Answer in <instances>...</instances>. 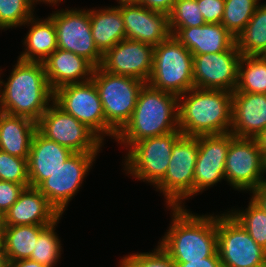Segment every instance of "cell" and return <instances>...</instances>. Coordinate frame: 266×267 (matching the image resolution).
Wrapping results in <instances>:
<instances>
[{
	"label": "cell",
	"instance_id": "6da1fadb",
	"mask_svg": "<svg viewBox=\"0 0 266 267\" xmlns=\"http://www.w3.org/2000/svg\"><path fill=\"white\" fill-rule=\"evenodd\" d=\"M169 210L171 224L158 244L174 263L200 260L217 252V215H195L185 206Z\"/></svg>",
	"mask_w": 266,
	"mask_h": 267
},
{
	"label": "cell",
	"instance_id": "7a4b0ae2",
	"mask_svg": "<svg viewBox=\"0 0 266 267\" xmlns=\"http://www.w3.org/2000/svg\"><path fill=\"white\" fill-rule=\"evenodd\" d=\"M13 67L7 82L0 79V111L37 122L54 100L44 64L18 59Z\"/></svg>",
	"mask_w": 266,
	"mask_h": 267
},
{
	"label": "cell",
	"instance_id": "3957f363",
	"mask_svg": "<svg viewBox=\"0 0 266 267\" xmlns=\"http://www.w3.org/2000/svg\"><path fill=\"white\" fill-rule=\"evenodd\" d=\"M232 95L225 90L193 88L178 96V128L184 136L230 133Z\"/></svg>",
	"mask_w": 266,
	"mask_h": 267
},
{
	"label": "cell",
	"instance_id": "277c9868",
	"mask_svg": "<svg viewBox=\"0 0 266 267\" xmlns=\"http://www.w3.org/2000/svg\"><path fill=\"white\" fill-rule=\"evenodd\" d=\"M176 130H179L178 96L145 83L138 94L131 119L117 134L115 141L129 150L143 139Z\"/></svg>",
	"mask_w": 266,
	"mask_h": 267
},
{
	"label": "cell",
	"instance_id": "5b68a950",
	"mask_svg": "<svg viewBox=\"0 0 266 267\" xmlns=\"http://www.w3.org/2000/svg\"><path fill=\"white\" fill-rule=\"evenodd\" d=\"M100 96L106 120V136L116 139L129 122L138 94L145 82L134 77L112 74L96 67L91 79Z\"/></svg>",
	"mask_w": 266,
	"mask_h": 267
},
{
	"label": "cell",
	"instance_id": "8992f818",
	"mask_svg": "<svg viewBox=\"0 0 266 267\" xmlns=\"http://www.w3.org/2000/svg\"><path fill=\"white\" fill-rule=\"evenodd\" d=\"M147 83L176 96L193 89V54L170 35L154 47L152 72Z\"/></svg>",
	"mask_w": 266,
	"mask_h": 267
},
{
	"label": "cell",
	"instance_id": "52a82bcc",
	"mask_svg": "<svg viewBox=\"0 0 266 267\" xmlns=\"http://www.w3.org/2000/svg\"><path fill=\"white\" fill-rule=\"evenodd\" d=\"M198 156V136L182 135L172 148L164 178L155 186L163 194L167 207H184L193 197V178Z\"/></svg>",
	"mask_w": 266,
	"mask_h": 267
},
{
	"label": "cell",
	"instance_id": "ba28073f",
	"mask_svg": "<svg viewBox=\"0 0 266 267\" xmlns=\"http://www.w3.org/2000/svg\"><path fill=\"white\" fill-rule=\"evenodd\" d=\"M180 130L136 142L125 155L124 171L154 187L164 178L173 144L182 136Z\"/></svg>",
	"mask_w": 266,
	"mask_h": 267
},
{
	"label": "cell",
	"instance_id": "9c48e42d",
	"mask_svg": "<svg viewBox=\"0 0 266 267\" xmlns=\"http://www.w3.org/2000/svg\"><path fill=\"white\" fill-rule=\"evenodd\" d=\"M217 251L223 267H266V250L228 211L217 215Z\"/></svg>",
	"mask_w": 266,
	"mask_h": 267
},
{
	"label": "cell",
	"instance_id": "30bf717a",
	"mask_svg": "<svg viewBox=\"0 0 266 267\" xmlns=\"http://www.w3.org/2000/svg\"><path fill=\"white\" fill-rule=\"evenodd\" d=\"M37 130L46 138L73 152L100 153L103 141L86 125L54 101L37 121Z\"/></svg>",
	"mask_w": 266,
	"mask_h": 267
},
{
	"label": "cell",
	"instance_id": "8fae6325",
	"mask_svg": "<svg viewBox=\"0 0 266 267\" xmlns=\"http://www.w3.org/2000/svg\"><path fill=\"white\" fill-rule=\"evenodd\" d=\"M49 17L53 20L57 33V48L71 51L88 60L95 68L101 66L103 54L93 40L90 8L54 11Z\"/></svg>",
	"mask_w": 266,
	"mask_h": 267
},
{
	"label": "cell",
	"instance_id": "7c38bea8",
	"mask_svg": "<svg viewBox=\"0 0 266 267\" xmlns=\"http://www.w3.org/2000/svg\"><path fill=\"white\" fill-rule=\"evenodd\" d=\"M265 160L257 140L234 137L225 160V179L238 191L256 189L265 181Z\"/></svg>",
	"mask_w": 266,
	"mask_h": 267
},
{
	"label": "cell",
	"instance_id": "4fadbf2b",
	"mask_svg": "<svg viewBox=\"0 0 266 267\" xmlns=\"http://www.w3.org/2000/svg\"><path fill=\"white\" fill-rule=\"evenodd\" d=\"M98 153L74 152L61 166L45 179L37 189L60 215L82 187Z\"/></svg>",
	"mask_w": 266,
	"mask_h": 267
},
{
	"label": "cell",
	"instance_id": "5bb4252c",
	"mask_svg": "<svg viewBox=\"0 0 266 267\" xmlns=\"http://www.w3.org/2000/svg\"><path fill=\"white\" fill-rule=\"evenodd\" d=\"M53 101L86 125L104 142L106 120L98 90L92 80L57 88L54 91Z\"/></svg>",
	"mask_w": 266,
	"mask_h": 267
},
{
	"label": "cell",
	"instance_id": "9a60e30c",
	"mask_svg": "<svg viewBox=\"0 0 266 267\" xmlns=\"http://www.w3.org/2000/svg\"><path fill=\"white\" fill-rule=\"evenodd\" d=\"M242 57L236 44L219 53L193 55L194 87L234 92Z\"/></svg>",
	"mask_w": 266,
	"mask_h": 267
},
{
	"label": "cell",
	"instance_id": "2e32d148",
	"mask_svg": "<svg viewBox=\"0 0 266 267\" xmlns=\"http://www.w3.org/2000/svg\"><path fill=\"white\" fill-rule=\"evenodd\" d=\"M230 132L198 136V156L193 178V196L225 179V160L231 140Z\"/></svg>",
	"mask_w": 266,
	"mask_h": 267
},
{
	"label": "cell",
	"instance_id": "e0dca14e",
	"mask_svg": "<svg viewBox=\"0 0 266 267\" xmlns=\"http://www.w3.org/2000/svg\"><path fill=\"white\" fill-rule=\"evenodd\" d=\"M153 53L154 47L150 44L123 39L103 55L101 67L109 73L147 83L152 72Z\"/></svg>",
	"mask_w": 266,
	"mask_h": 267
},
{
	"label": "cell",
	"instance_id": "ac0fdd59",
	"mask_svg": "<svg viewBox=\"0 0 266 267\" xmlns=\"http://www.w3.org/2000/svg\"><path fill=\"white\" fill-rule=\"evenodd\" d=\"M121 14L126 39L155 47L171 35L168 15L165 13L150 10L142 4H122Z\"/></svg>",
	"mask_w": 266,
	"mask_h": 267
},
{
	"label": "cell",
	"instance_id": "d6986e66",
	"mask_svg": "<svg viewBox=\"0 0 266 267\" xmlns=\"http://www.w3.org/2000/svg\"><path fill=\"white\" fill-rule=\"evenodd\" d=\"M61 215L36 187H25L4 214V226L50 225Z\"/></svg>",
	"mask_w": 266,
	"mask_h": 267
},
{
	"label": "cell",
	"instance_id": "ffe728a7",
	"mask_svg": "<svg viewBox=\"0 0 266 267\" xmlns=\"http://www.w3.org/2000/svg\"><path fill=\"white\" fill-rule=\"evenodd\" d=\"M266 128V94L233 93L230 132L236 137L254 138Z\"/></svg>",
	"mask_w": 266,
	"mask_h": 267
},
{
	"label": "cell",
	"instance_id": "44dd1931",
	"mask_svg": "<svg viewBox=\"0 0 266 267\" xmlns=\"http://www.w3.org/2000/svg\"><path fill=\"white\" fill-rule=\"evenodd\" d=\"M74 152L44 137L38 130L33 135L28 157L31 187H38Z\"/></svg>",
	"mask_w": 266,
	"mask_h": 267
},
{
	"label": "cell",
	"instance_id": "7402d4cb",
	"mask_svg": "<svg viewBox=\"0 0 266 267\" xmlns=\"http://www.w3.org/2000/svg\"><path fill=\"white\" fill-rule=\"evenodd\" d=\"M43 64L48 83L53 91L67 84L90 81L95 69L85 58L60 48H57Z\"/></svg>",
	"mask_w": 266,
	"mask_h": 267
},
{
	"label": "cell",
	"instance_id": "603a6c76",
	"mask_svg": "<svg viewBox=\"0 0 266 267\" xmlns=\"http://www.w3.org/2000/svg\"><path fill=\"white\" fill-rule=\"evenodd\" d=\"M171 35L193 55L227 51L235 44V37L221 23L177 28Z\"/></svg>",
	"mask_w": 266,
	"mask_h": 267
},
{
	"label": "cell",
	"instance_id": "cb8c5ba5",
	"mask_svg": "<svg viewBox=\"0 0 266 267\" xmlns=\"http://www.w3.org/2000/svg\"><path fill=\"white\" fill-rule=\"evenodd\" d=\"M37 122L0 111V150L28 159Z\"/></svg>",
	"mask_w": 266,
	"mask_h": 267
},
{
	"label": "cell",
	"instance_id": "d4e9b609",
	"mask_svg": "<svg viewBox=\"0 0 266 267\" xmlns=\"http://www.w3.org/2000/svg\"><path fill=\"white\" fill-rule=\"evenodd\" d=\"M30 26L23 42L24 50L18 56L22 61L44 62L57 49V33L53 20L33 15L25 24Z\"/></svg>",
	"mask_w": 266,
	"mask_h": 267
},
{
	"label": "cell",
	"instance_id": "484cf974",
	"mask_svg": "<svg viewBox=\"0 0 266 267\" xmlns=\"http://www.w3.org/2000/svg\"><path fill=\"white\" fill-rule=\"evenodd\" d=\"M90 23L95 45L103 55L126 39L121 5L90 9Z\"/></svg>",
	"mask_w": 266,
	"mask_h": 267
},
{
	"label": "cell",
	"instance_id": "4316f807",
	"mask_svg": "<svg viewBox=\"0 0 266 267\" xmlns=\"http://www.w3.org/2000/svg\"><path fill=\"white\" fill-rule=\"evenodd\" d=\"M48 225L4 226L3 251L8 261L29 259L40 232Z\"/></svg>",
	"mask_w": 266,
	"mask_h": 267
},
{
	"label": "cell",
	"instance_id": "83f0119b",
	"mask_svg": "<svg viewBox=\"0 0 266 267\" xmlns=\"http://www.w3.org/2000/svg\"><path fill=\"white\" fill-rule=\"evenodd\" d=\"M242 56H263L266 53V2L259 3L252 18L235 38Z\"/></svg>",
	"mask_w": 266,
	"mask_h": 267
},
{
	"label": "cell",
	"instance_id": "f1b7e54d",
	"mask_svg": "<svg viewBox=\"0 0 266 267\" xmlns=\"http://www.w3.org/2000/svg\"><path fill=\"white\" fill-rule=\"evenodd\" d=\"M233 93L266 94V58L242 56L238 66V81Z\"/></svg>",
	"mask_w": 266,
	"mask_h": 267
},
{
	"label": "cell",
	"instance_id": "f546056e",
	"mask_svg": "<svg viewBox=\"0 0 266 267\" xmlns=\"http://www.w3.org/2000/svg\"><path fill=\"white\" fill-rule=\"evenodd\" d=\"M62 215L52 224L46 226L39 234L36 246L32 251L30 260L37 261L38 263L47 267L56 266L61 257L62 244L56 230Z\"/></svg>",
	"mask_w": 266,
	"mask_h": 267
},
{
	"label": "cell",
	"instance_id": "4dcf8cb0",
	"mask_svg": "<svg viewBox=\"0 0 266 267\" xmlns=\"http://www.w3.org/2000/svg\"><path fill=\"white\" fill-rule=\"evenodd\" d=\"M254 241L266 250V212L252 198L245 210L228 211Z\"/></svg>",
	"mask_w": 266,
	"mask_h": 267
},
{
	"label": "cell",
	"instance_id": "1f68e13d",
	"mask_svg": "<svg viewBox=\"0 0 266 267\" xmlns=\"http://www.w3.org/2000/svg\"><path fill=\"white\" fill-rule=\"evenodd\" d=\"M260 0H225L221 24L236 38L252 18Z\"/></svg>",
	"mask_w": 266,
	"mask_h": 267
},
{
	"label": "cell",
	"instance_id": "d6a6232c",
	"mask_svg": "<svg viewBox=\"0 0 266 267\" xmlns=\"http://www.w3.org/2000/svg\"><path fill=\"white\" fill-rule=\"evenodd\" d=\"M34 9L32 0H0V30L24 26Z\"/></svg>",
	"mask_w": 266,
	"mask_h": 267
},
{
	"label": "cell",
	"instance_id": "836d02e7",
	"mask_svg": "<svg viewBox=\"0 0 266 267\" xmlns=\"http://www.w3.org/2000/svg\"><path fill=\"white\" fill-rule=\"evenodd\" d=\"M168 19L171 34L177 28L199 27L206 24L197 0H176Z\"/></svg>",
	"mask_w": 266,
	"mask_h": 267
},
{
	"label": "cell",
	"instance_id": "e575fe53",
	"mask_svg": "<svg viewBox=\"0 0 266 267\" xmlns=\"http://www.w3.org/2000/svg\"><path fill=\"white\" fill-rule=\"evenodd\" d=\"M0 180L16 184H30L28 159L13 156L0 150Z\"/></svg>",
	"mask_w": 266,
	"mask_h": 267
},
{
	"label": "cell",
	"instance_id": "d590c367",
	"mask_svg": "<svg viewBox=\"0 0 266 267\" xmlns=\"http://www.w3.org/2000/svg\"><path fill=\"white\" fill-rule=\"evenodd\" d=\"M121 267H176L169 255L158 245L152 252L133 253L120 259Z\"/></svg>",
	"mask_w": 266,
	"mask_h": 267
},
{
	"label": "cell",
	"instance_id": "8d00e7d4",
	"mask_svg": "<svg viewBox=\"0 0 266 267\" xmlns=\"http://www.w3.org/2000/svg\"><path fill=\"white\" fill-rule=\"evenodd\" d=\"M30 184H16L0 180V211L5 214L17 201L20 193Z\"/></svg>",
	"mask_w": 266,
	"mask_h": 267
},
{
	"label": "cell",
	"instance_id": "74e56055",
	"mask_svg": "<svg viewBox=\"0 0 266 267\" xmlns=\"http://www.w3.org/2000/svg\"><path fill=\"white\" fill-rule=\"evenodd\" d=\"M197 3L205 23H221L225 0H197Z\"/></svg>",
	"mask_w": 266,
	"mask_h": 267
},
{
	"label": "cell",
	"instance_id": "f35d334b",
	"mask_svg": "<svg viewBox=\"0 0 266 267\" xmlns=\"http://www.w3.org/2000/svg\"><path fill=\"white\" fill-rule=\"evenodd\" d=\"M176 267H223L218 251L211 257L186 263H175Z\"/></svg>",
	"mask_w": 266,
	"mask_h": 267
},
{
	"label": "cell",
	"instance_id": "ab89813d",
	"mask_svg": "<svg viewBox=\"0 0 266 267\" xmlns=\"http://www.w3.org/2000/svg\"><path fill=\"white\" fill-rule=\"evenodd\" d=\"M176 0H140V4L150 10L169 15Z\"/></svg>",
	"mask_w": 266,
	"mask_h": 267
},
{
	"label": "cell",
	"instance_id": "60d3db41",
	"mask_svg": "<svg viewBox=\"0 0 266 267\" xmlns=\"http://www.w3.org/2000/svg\"><path fill=\"white\" fill-rule=\"evenodd\" d=\"M251 194V198L266 212V178Z\"/></svg>",
	"mask_w": 266,
	"mask_h": 267
},
{
	"label": "cell",
	"instance_id": "b9f144b4",
	"mask_svg": "<svg viewBox=\"0 0 266 267\" xmlns=\"http://www.w3.org/2000/svg\"><path fill=\"white\" fill-rule=\"evenodd\" d=\"M8 267H47L30 259L16 260L8 263Z\"/></svg>",
	"mask_w": 266,
	"mask_h": 267
},
{
	"label": "cell",
	"instance_id": "7bdbcfd3",
	"mask_svg": "<svg viewBox=\"0 0 266 267\" xmlns=\"http://www.w3.org/2000/svg\"><path fill=\"white\" fill-rule=\"evenodd\" d=\"M257 143L260 147L264 160H266V128L257 136Z\"/></svg>",
	"mask_w": 266,
	"mask_h": 267
},
{
	"label": "cell",
	"instance_id": "ee69618b",
	"mask_svg": "<svg viewBox=\"0 0 266 267\" xmlns=\"http://www.w3.org/2000/svg\"><path fill=\"white\" fill-rule=\"evenodd\" d=\"M35 4H39V2L41 3L42 2V4L44 3H46L47 5L49 4V5H51V6H57L58 4H60L62 1H64V0H32ZM38 2V3H37Z\"/></svg>",
	"mask_w": 266,
	"mask_h": 267
},
{
	"label": "cell",
	"instance_id": "f6af8a7d",
	"mask_svg": "<svg viewBox=\"0 0 266 267\" xmlns=\"http://www.w3.org/2000/svg\"><path fill=\"white\" fill-rule=\"evenodd\" d=\"M8 258L5 253H0V267H8Z\"/></svg>",
	"mask_w": 266,
	"mask_h": 267
},
{
	"label": "cell",
	"instance_id": "bcb514c9",
	"mask_svg": "<svg viewBox=\"0 0 266 267\" xmlns=\"http://www.w3.org/2000/svg\"><path fill=\"white\" fill-rule=\"evenodd\" d=\"M119 5L122 4H140V0H116Z\"/></svg>",
	"mask_w": 266,
	"mask_h": 267
},
{
	"label": "cell",
	"instance_id": "7dc6e473",
	"mask_svg": "<svg viewBox=\"0 0 266 267\" xmlns=\"http://www.w3.org/2000/svg\"><path fill=\"white\" fill-rule=\"evenodd\" d=\"M4 228V214L0 211V231Z\"/></svg>",
	"mask_w": 266,
	"mask_h": 267
},
{
	"label": "cell",
	"instance_id": "c3c4849f",
	"mask_svg": "<svg viewBox=\"0 0 266 267\" xmlns=\"http://www.w3.org/2000/svg\"><path fill=\"white\" fill-rule=\"evenodd\" d=\"M0 253H4V251H3V235H2V231H0Z\"/></svg>",
	"mask_w": 266,
	"mask_h": 267
}]
</instances>
